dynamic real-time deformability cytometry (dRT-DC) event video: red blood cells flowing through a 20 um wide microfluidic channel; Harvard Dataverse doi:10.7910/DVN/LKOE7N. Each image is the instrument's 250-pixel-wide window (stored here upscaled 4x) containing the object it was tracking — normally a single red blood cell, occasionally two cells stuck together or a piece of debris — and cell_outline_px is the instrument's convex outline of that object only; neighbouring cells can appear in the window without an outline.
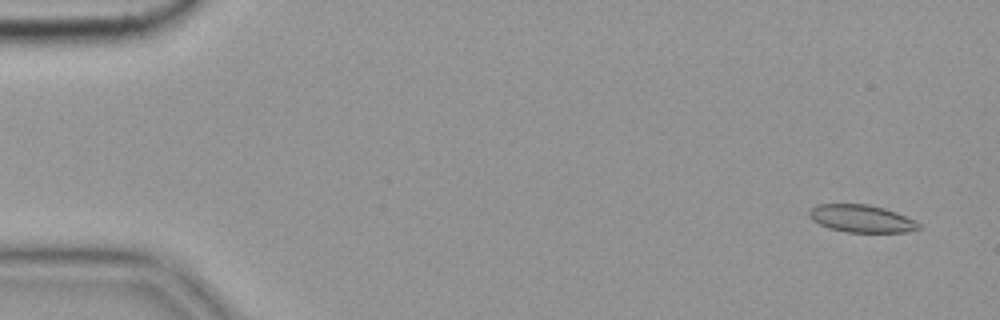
{"species": "common noctule bat (a hibernating species)", "species_latin": "Nyctalus noctula", "temperature_condition": "cold", "stored_images_in_passage": 4, "camera_frame_rate_fps": 3000, "um_per_image_px": 0.085, "animal": {"sex": "female", "body_mass_g": 19.9}, "frame": {"image": 1, "passage_image": 1, "time_ms": 0.0, "image_size_px": [1000, 320], "cell_outline_px": [[920, 228], [904, 232], [844, 232], [828, 228], [812, 220], [808, 216], [808, 212], [816, 204], [868, 204], [884, 208], [896, 212], [920, 224]], "centroid_in_image_um": [73.16, 18.58], "position_along_channel_um": 11.8, "area_um2": 17.46}}